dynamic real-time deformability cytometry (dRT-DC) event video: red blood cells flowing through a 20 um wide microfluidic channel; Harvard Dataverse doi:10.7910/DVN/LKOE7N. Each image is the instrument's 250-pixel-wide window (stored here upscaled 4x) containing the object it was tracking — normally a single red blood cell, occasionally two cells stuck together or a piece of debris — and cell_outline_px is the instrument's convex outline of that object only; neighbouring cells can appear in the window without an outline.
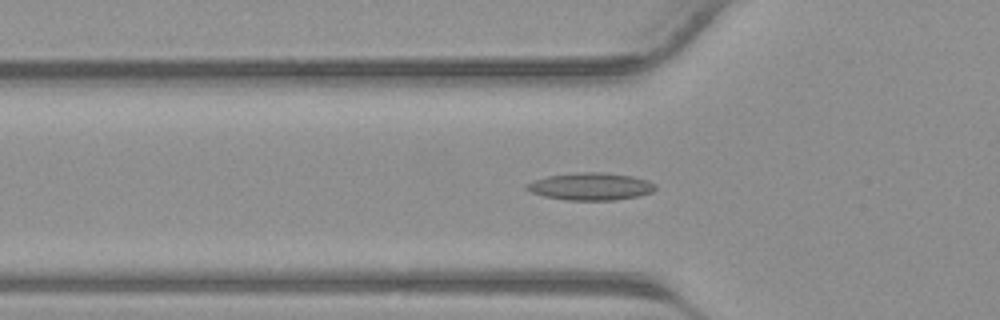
{"species": "common noctule bat (a hibernating species)", "species_latin": "Nyctalus noctula", "temperature_condition": "warm", "stored_images_in_passage": 41, "camera_frame_rate_fps": 3000, "um_per_image_px": 0.085, "animal": {"sex": "male", "body_mass_g": 23.1, "forearm_length_mm": 52.7}, "frame": {"image": 1, "passage_image": 14, "time_ms": 4.333, "image_size_px": [1000, 320], "cell_outline_px": [[656, 188], [652, 192], [640, 196], [616, 200], [568, 200], [544, 196], [532, 192], [524, 188], [524, 184], [532, 180], [548, 176], [576, 172], [604, 172], [632, 176], [648, 180], [656, 184]], "centroid_in_image_um": [50.21, 15.84], "position_along_channel_um": 75.6, "area_um2": 20.75}}
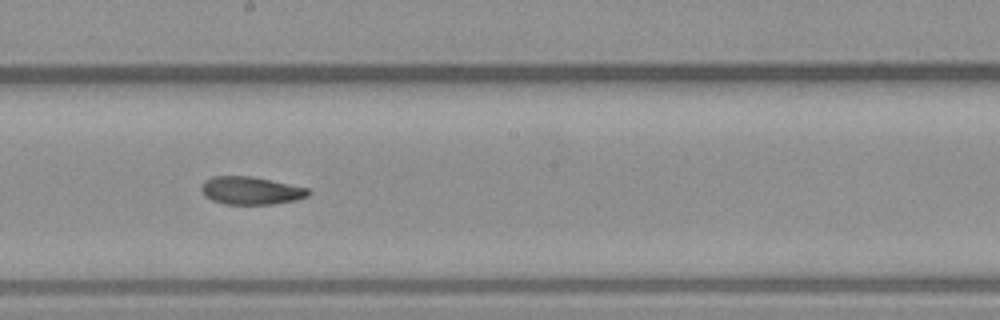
{"frame": {"image": 2, "passage_image": 23, "time_ms": 7.333, "image_size_px": [1000, 320], "cell_outline_px": [[312, 192], [308, 196], [292, 200], [272, 204], [224, 204], [212, 200], [204, 196], [200, 188], [204, 180], [212, 176], [252, 176], [308, 188]], "centroid_in_image_um": [21.28, 16.19], "position_along_channel_um": 226.9, "area_um2": 17.34}}
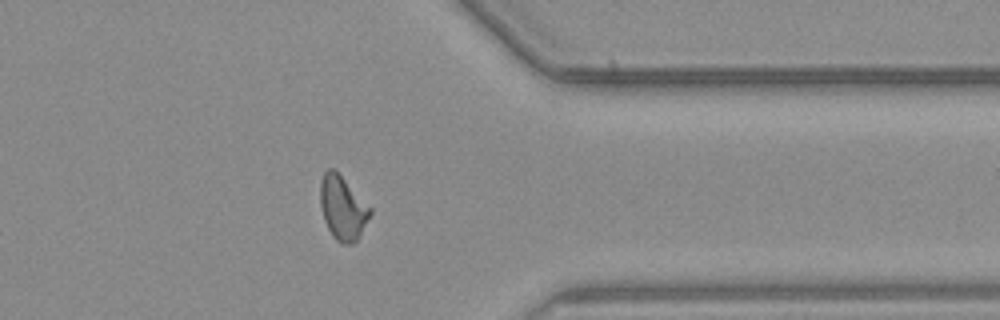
{"frame": {"image": 3, "passage_image": 33, "time_ms": 10.667, "image_size_px": [1000, 320], "cell_outline_px": [[372, 212], [360, 236], [352, 244], [344, 244], [336, 240], [332, 236], [324, 220], [320, 204], [320, 180], [324, 172], [328, 168], [332, 168], [372, 208]], "centroid_in_image_um": [29.12, 17.7], "position_along_channel_um": 382.3, "area_um2": 18.38}}